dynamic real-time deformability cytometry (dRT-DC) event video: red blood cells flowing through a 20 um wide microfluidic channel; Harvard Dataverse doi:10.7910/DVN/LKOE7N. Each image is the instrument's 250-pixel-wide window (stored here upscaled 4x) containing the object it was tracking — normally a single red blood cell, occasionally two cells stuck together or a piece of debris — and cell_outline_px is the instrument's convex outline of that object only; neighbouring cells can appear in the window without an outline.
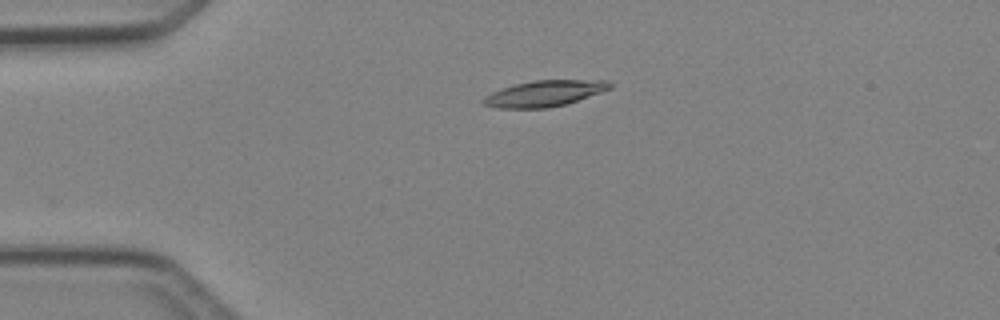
{"species": "Egyptian fruit bat (a non-hibernating species)", "species_latin": "Rousettus aegyptiacus", "temperature_condition": "cold", "stored_images_in_passage": 5, "camera_frame_rate_fps": 3000, "um_per_image_px": 0.085, "animal": {"sex": "female"}, "frame": {"image": 1, "passage_image": 3, "time_ms": 2.0, "image_size_px": [1000, 320], "cell_outline_px": [[612, 88], [564, 104], [544, 108], [500, 108], [480, 104], [480, 100], [484, 96], [500, 88], [532, 80], [608, 80], [612, 84]], "centroid_in_image_um": [46.21, 7.94], "position_along_channel_um": 38.8, "area_um2": 19.07}}
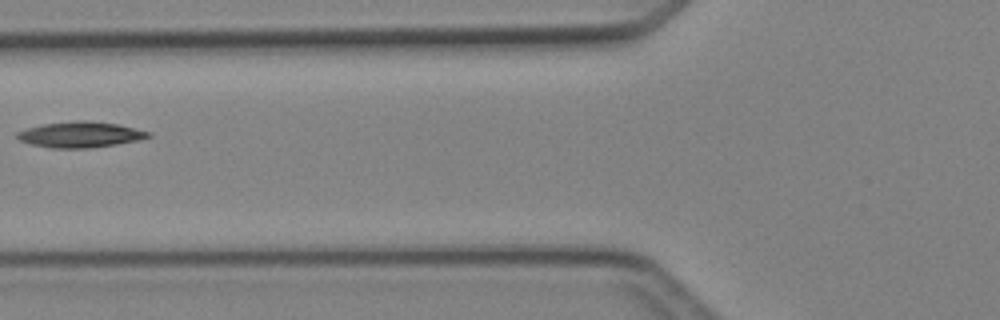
{"frame": {"image": 2, "passage_image": 5, "time_ms": 4.667, "image_size_px": [1000, 320], "cell_outline_px": [[152, 136], [136, 140], [116, 144], [88, 148], [52, 148], [28, 144], [20, 140], [16, 136], [16, 132], [28, 128], [44, 124], [76, 120], [88, 120], [116, 124], [152, 132]], "centroid_in_image_um": [6.8, 11.44], "position_along_channel_um": 119.0, "area_um2": 19.59}}